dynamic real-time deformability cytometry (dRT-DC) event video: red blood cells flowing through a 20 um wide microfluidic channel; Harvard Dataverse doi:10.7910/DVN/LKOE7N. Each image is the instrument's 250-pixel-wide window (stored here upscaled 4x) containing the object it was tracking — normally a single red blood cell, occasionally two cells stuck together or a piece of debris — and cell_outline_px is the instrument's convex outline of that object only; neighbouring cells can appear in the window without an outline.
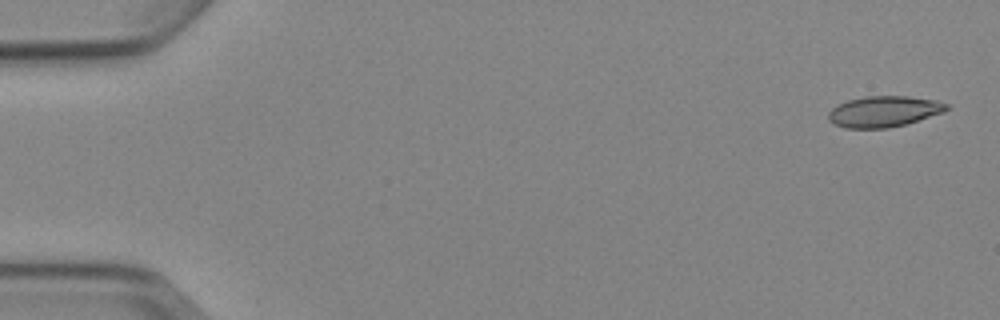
{"species": "Egyptian fruit bat (a non-hibernating species)", "species_latin": "Rousettus aegyptiacus", "temperature_condition": "cold", "stored_images_in_passage": 5, "segment_of_instrument_passage": [2, 2], "camera_frame_rate_fps": 3000, "um_per_image_px": 0.085, "animal": {"sex": "female"}, "frame": {"image": 1, "passage_image": 5, "time_ms": 5.667, "image_size_px": [1000, 320], "cell_outline_px": [[948, 108], [944, 112], [904, 124], [888, 128], [844, 128], [828, 120], [828, 112], [832, 108], [848, 100], [864, 96], [908, 96], [936, 100], [948, 104]], "centroid_in_image_um": [75.12, 9.47], "position_along_channel_um": 9.9, "area_um2": 21.15}}